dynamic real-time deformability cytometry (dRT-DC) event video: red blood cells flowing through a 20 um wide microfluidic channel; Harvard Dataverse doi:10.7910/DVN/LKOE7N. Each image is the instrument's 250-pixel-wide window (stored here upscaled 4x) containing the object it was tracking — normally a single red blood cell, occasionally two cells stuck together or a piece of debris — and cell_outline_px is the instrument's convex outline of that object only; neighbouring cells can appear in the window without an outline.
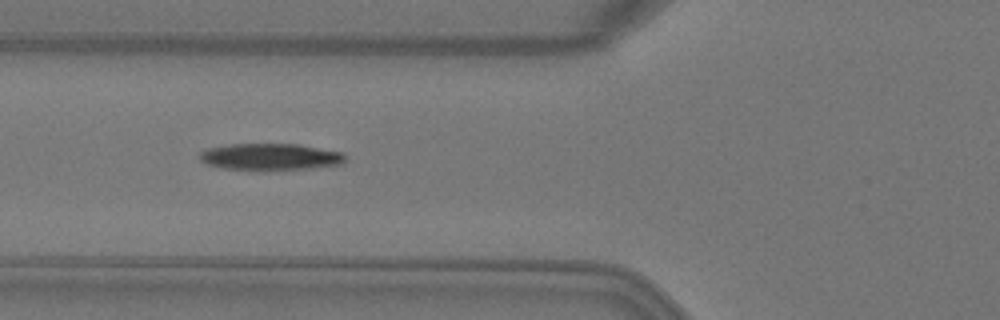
{"species": "Egyptian fruit bat (a non-hibernating species)", "species_latin": "Rousettus aegyptiacus", "temperature_condition": "warm", "stored_images_in_passage": 7, "camera_frame_rate_fps": 3000, "um_per_image_px": 0.085, "animal": {"sex": "female"}, "frame": {"image": 1, "passage_image": 5, "time_ms": 1.333, "image_size_px": [1000, 320], "cell_outline_px": [[348, 160], [344, 164], [312, 168], [264, 172], [224, 168], [208, 164], [200, 160], [200, 152], [208, 148], [232, 144], [300, 144], [344, 152], [348, 156]], "centroid_in_image_um": [23.08, 13.35], "position_along_channel_um": 102.7, "area_um2": 23.47}}